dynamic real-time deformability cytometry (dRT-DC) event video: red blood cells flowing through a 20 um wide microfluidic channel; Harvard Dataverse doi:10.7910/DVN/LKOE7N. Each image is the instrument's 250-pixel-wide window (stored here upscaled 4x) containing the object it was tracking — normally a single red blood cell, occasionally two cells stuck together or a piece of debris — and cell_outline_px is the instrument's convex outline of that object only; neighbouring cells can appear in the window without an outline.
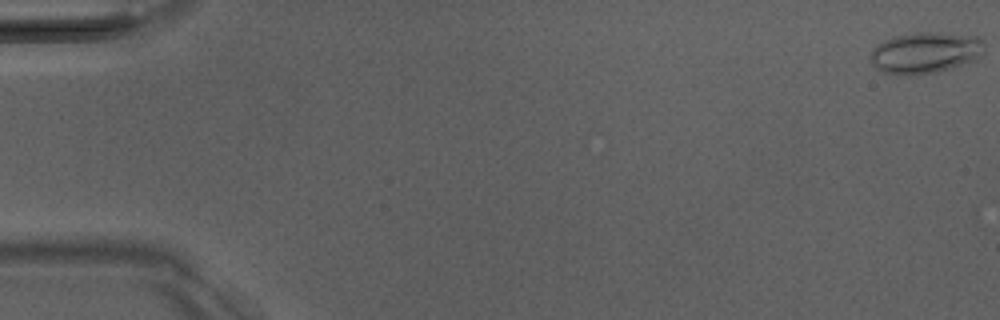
{"species": "Egyptian fruit bat (a non-hibernating species)", "species_latin": "Rousettus aegyptiacus", "temperature_condition": "room temperature", "stored_images_in_passage": 30, "camera_frame_rate_fps": 3000, "um_per_image_px": 0.085, "animal": {"sex": "male"}, "frame": {"image": 1, "passage_image": 1, "time_ms": 0.0, "image_size_px": [1000, 320], "cell_outline_px": [[984, 44], [980, 56], [972, 60], [936, 72], [916, 76], [896, 76], [880, 72], [868, 60], [868, 56], [872, 48], [884, 40], [896, 36], [916, 32], [936, 32], [976, 36], [984, 40]], "centroid_in_image_um": [78.55, 4.5], "position_along_channel_um": 6.5, "area_um2": 27.74}}